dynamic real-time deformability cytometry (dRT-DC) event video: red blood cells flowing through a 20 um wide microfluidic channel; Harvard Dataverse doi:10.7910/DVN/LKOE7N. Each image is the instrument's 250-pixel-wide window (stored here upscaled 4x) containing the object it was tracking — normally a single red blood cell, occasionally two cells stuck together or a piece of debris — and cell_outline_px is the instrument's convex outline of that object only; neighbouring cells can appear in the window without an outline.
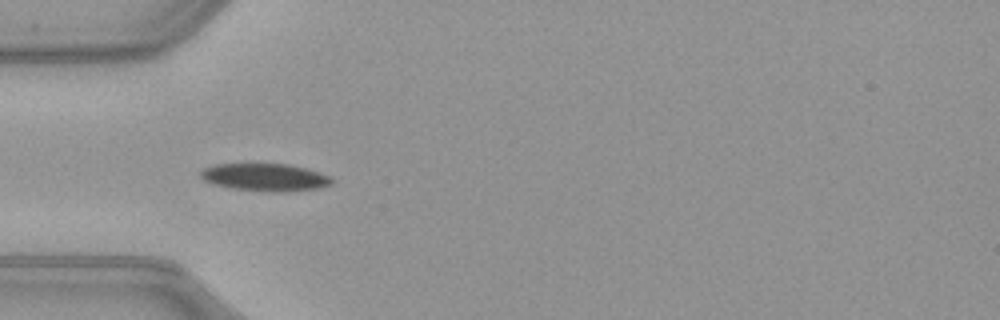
{"species": "common noctule bat (a hibernating species)", "species_latin": "Nyctalus noctula", "temperature_condition": "warm", "stored_images_in_passage": 36, "camera_frame_rate_fps": 3000, "um_per_image_px": 0.085, "animal": {"sex": "female", "body_mass_g": 21.9}, "frame": {"image": 1, "passage_image": 1, "time_ms": 0.0, "image_size_px": [1000, 320], "cell_outline_px": [[332, 184], [316, 188], [228, 188], [212, 184], [204, 180], [200, 176], [200, 172], [204, 168], [216, 164], [288, 164], [320, 172], [328, 176], [332, 180]], "centroid_in_image_um": [22.43, 14.99], "position_along_channel_um": 62.6, "area_um2": 19.54}}
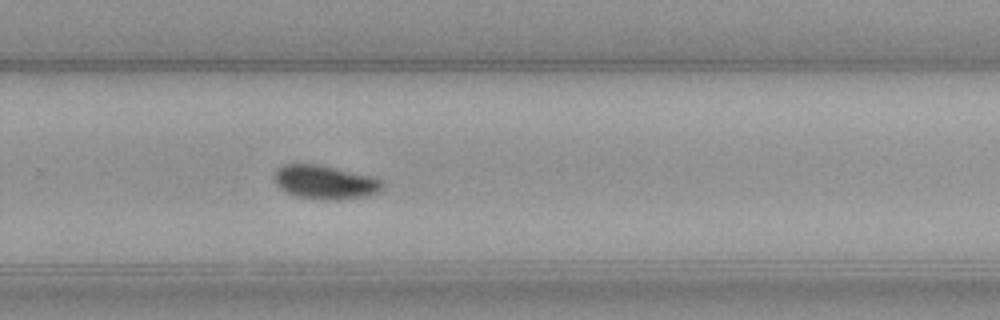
{"frame": {"image": 2, "passage_image": 19, "time_ms": 6.0, "image_size_px": [1000, 320], "cell_outline_px": [[384, 188], [380, 192], [368, 196], [340, 200], [320, 200], [296, 196], [284, 192], [276, 184], [276, 172], [284, 164], [320, 164], [372, 176], [380, 180], [384, 184]], "centroid_in_image_um": [27.68, 15.5], "position_along_channel_um": 302.1, "area_um2": 21.5}}
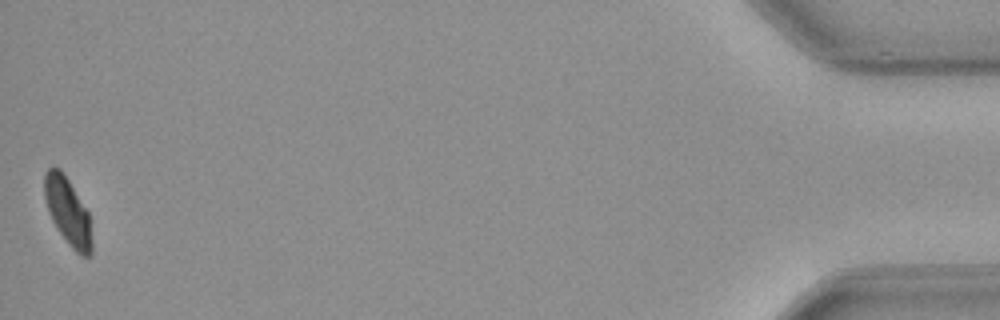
{"frame": {"image": 3, "passage_image": 36, "time_ms": 11.667, "image_size_px": [1000, 320], "cell_outline_px": [[92, 256], [80, 256], [68, 244], [52, 220], [48, 212], [44, 196], [44, 172], [48, 168], [60, 168], [68, 180], [88, 212], [92, 240]], "centroid_in_image_um": [5.76, 17.99], "position_along_channel_um": 429.4, "area_um2": 18.44}, "authors_computed_cell_mechanics": {"area_um2": 21.0681, "velocity_mm_per_s": 4.0144, "shape_relaxation_time_tau1_ms": 3.4864, "shape_relaxation_time_tau2_ms": null, "deformation_change_tau1": 0.1284, "deformation_change_tau2": null}}